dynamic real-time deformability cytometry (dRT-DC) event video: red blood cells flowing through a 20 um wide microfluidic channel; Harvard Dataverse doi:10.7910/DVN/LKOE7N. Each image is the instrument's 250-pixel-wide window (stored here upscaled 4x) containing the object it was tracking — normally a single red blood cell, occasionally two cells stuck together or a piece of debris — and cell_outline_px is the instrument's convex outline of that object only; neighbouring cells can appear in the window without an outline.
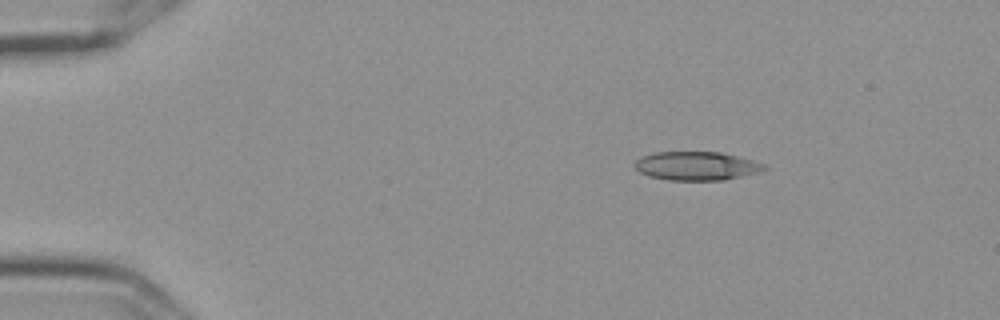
{"species": "Egyptian fruit bat (a non-hibernating species)", "species_latin": "Rousettus aegyptiacus", "temperature_condition": "cold", "stored_images_in_passage": 7, "camera_frame_rate_fps": 3000, "um_per_image_px": 0.085, "frame": {"image": 1, "passage_image": 2, "time_ms": 0.333, "image_size_px": [1000, 320], "cell_outline_px": [[768, 168], [760, 172], [724, 180], [668, 180], [648, 176], [640, 172], [636, 168], [636, 160], [640, 156], [652, 152], [720, 152], [768, 164]], "centroid_in_image_um": [59.22, 14.1], "position_along_channel_um": 25.8, "area_um2": 21.73}}
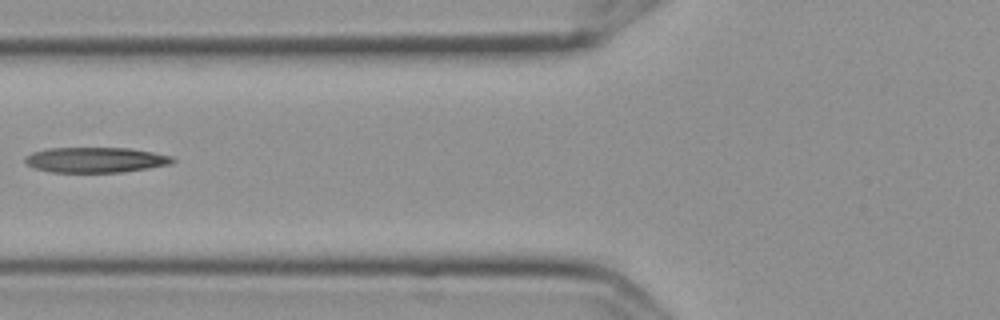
{"frame": {"image": 2, "passage_image": 6, "time_ms": 1.667, "image_size_px": [1000, 320], "cell_outline_px": [[176, 160], [172, 164], [148, 168], [120, 172], [52, 172], [36, 168], [28, 164], [24, 160], [32, 152], [48, 148], [132, 148], [172, 156]], "centroid_in_image_um": [8.17, 13.58], "position_along_channel_um": 117.6, "area_um2": 21.62}}
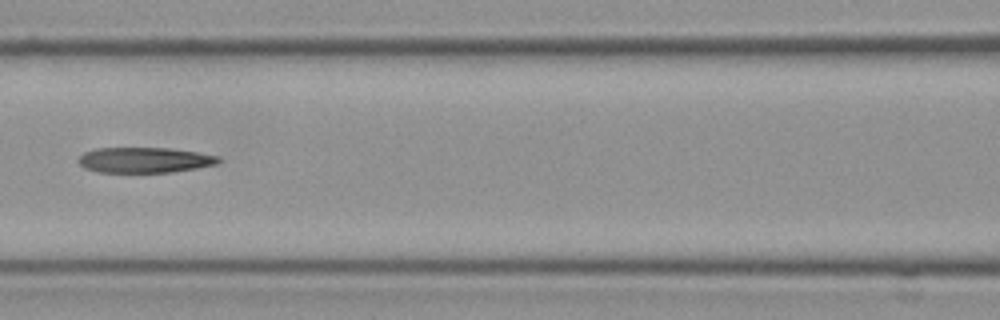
{"frame": {"image": 3, "passage_image": 7, "time_ms": 2.0, "image_size_px": [1000, 320], "cell_outline_px": [[224, 160], [216, 164], [196, 168], [172, 172], [96, 172], [84, 168], [76, 160], [84, 152], [96, 148], [168, 148], [196, 152], [220, 156]], "centroid_in_image_um": [12.29, 13.6], "position_along_channel_um": 154.3, "area_um2": 20.87}}